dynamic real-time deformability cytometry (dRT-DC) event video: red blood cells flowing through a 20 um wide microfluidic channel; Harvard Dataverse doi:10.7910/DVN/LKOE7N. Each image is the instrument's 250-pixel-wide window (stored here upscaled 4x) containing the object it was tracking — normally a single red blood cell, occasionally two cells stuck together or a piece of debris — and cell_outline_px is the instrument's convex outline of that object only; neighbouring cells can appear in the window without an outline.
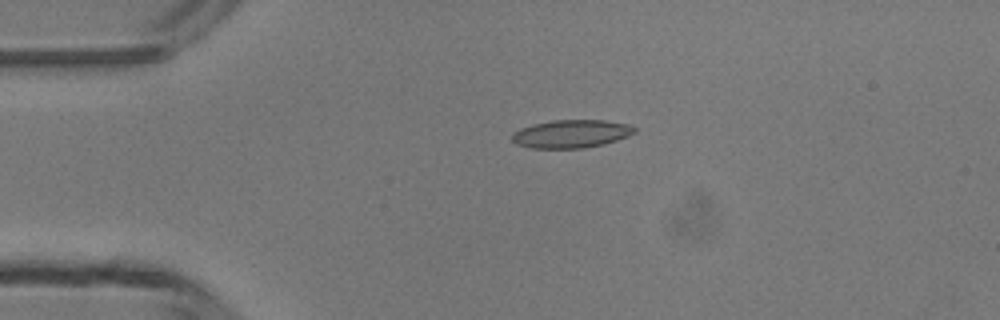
{"species": "common noctule bat (a hibernating species)", "species_latin": "Nyctalus noctula", "temperature_condition": "room temperature", "stored_images_in_passage": 4, "camera_frame_rate_fps": 3000, "um_per_image_px": 0.085, "animal": {"sex": "male", "body_mass_g": 13.3}, "frame": {"image": 1, "passage_image": 3, "time_ms": 2.333, "image_size_px": [1000, 320], "cell_outline_px": [[636, 132], [628, 136], [604, 144], [584, 148], [528, 148], [516, 144], [512, 140], [512, 132], [520, 128], [532, 124], [552, 120], [604, 120], [628, 124], [636, 128]], "centroid_in_image_um": [48.53, 11.37], "position_along_channel_um": 36.5, "area_um2": 20.17}}